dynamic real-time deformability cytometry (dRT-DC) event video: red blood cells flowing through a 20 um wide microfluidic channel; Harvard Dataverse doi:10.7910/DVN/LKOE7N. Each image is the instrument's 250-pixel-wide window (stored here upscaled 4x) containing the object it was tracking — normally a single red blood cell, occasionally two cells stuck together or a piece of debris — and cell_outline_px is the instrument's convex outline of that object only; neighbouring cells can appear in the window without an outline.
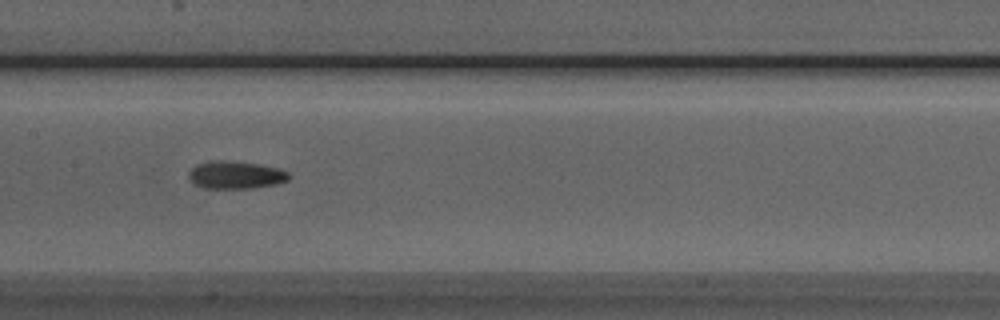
{"species": "Egyptian fruit bat (a non-hibernating species)", "species_latin": "Rousettus aegyptiacus", "temperature_condition": "room temperature", "stored_images_in_passage": 34, "camera_frame_rate_fps": 3000, "um_per_image_px": 0.085, "animal": {"sex": "male"}, "frame": {"image": 1, "passage_image": 10, "time_ms": 3.0, "image_size_px": [1000, 320], "cell_outline_px": [[292, 176], [288, 180], [276, 184], [252, 188], [204, 188], [196, 184], [188, 176], [188, 172], [196, 164], [208, 160], [224, 160], [260, 164], [280, 168], [288, 172]], "centroid_in_image_um": [20.05, 14.85], "position_along_channel_um": 187.3, "area_um2": 16.3}}
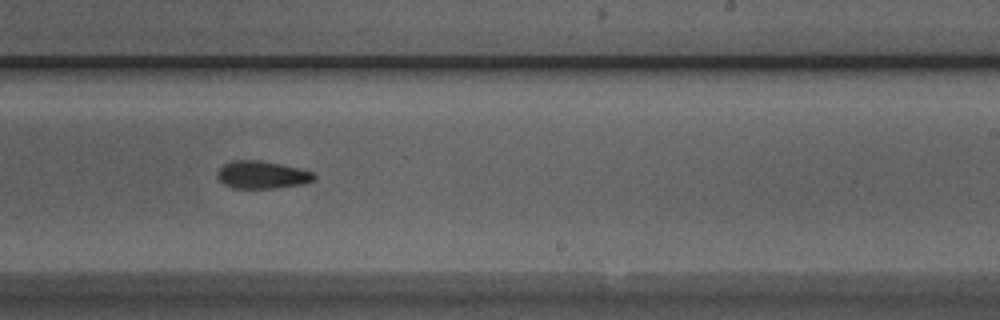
{"frame": {"image": 2, "passage_image": 16, "time_ms": 5.0, "image_size_px": [1000, 320], "cell_outline_px": [[316, 176], [312, 180], [304, 184], [272, 188], [232, 188], [224, 184], [216, 176], [216, 172], [224, 164], [232, 160], [260, 160], [280, 164], [312, 172]], "centroid_in_image_um": [22.22, 14.86], "position_along_channel_um": 266.8, "area_um2": 15.43}}
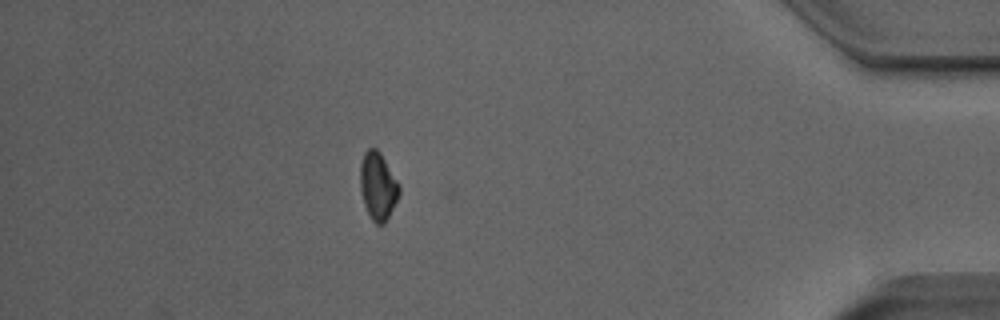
{"frame": {"image": 3, "passage_image": 30, "time_ms": 9.667, "image_size_px": [1000, 320], "cell_outline_px": [[400, 192], [384, 224], [376, 224], [372, 220], [364, 204], [360, 188], [360, 164], [364, 152], [368, 148], [376, 148], [380, 152], [400, 184]], "centroid_in_image_um": [32.11, 15.78], "position_along_channel_um": 403.1, "area_um2": 15.26}, "authors_computed_cell_mechanics": {"area_um2": 15.5193, "velocity_mm_per_s": 3.9842, "shape_relaxation_time_tau1_ms": 4.6139, "shape_relaxation_time_tau2_ms": null, "deformation_change_tau1": 0.115, "deformation_change_tau2": null}}